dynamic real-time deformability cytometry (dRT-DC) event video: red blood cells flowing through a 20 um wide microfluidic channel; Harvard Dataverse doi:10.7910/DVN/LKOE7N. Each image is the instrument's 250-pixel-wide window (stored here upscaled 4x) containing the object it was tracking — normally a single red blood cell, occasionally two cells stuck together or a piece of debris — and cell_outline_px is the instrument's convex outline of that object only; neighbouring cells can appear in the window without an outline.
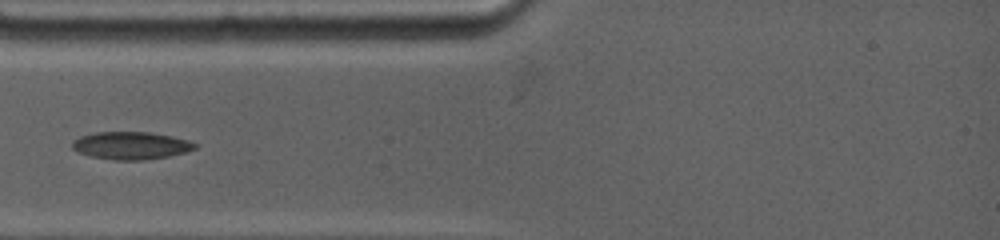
{"species": "common noctule bat (a hibernating species)", "species_latin": "Nyctalus noctula", "temperature_condition": "warm", "stored_images_in_passage": 12, "camera_frame_rate_fps": 4500, "um_per_image_px": 0.085, "animal": {"sex": "female", "body_mass_g": 19.0, "forearm_length_mm": 53.3}, "frame": {"image": 1, "passage_image": 1, "time_ms": 0.0, "image_size_px": [1000, 240], "cell_outline_px": [[196, 148], [184, 152], [168, 156], [144, 160], [116, 160], [92, 156], [76, 152], [72, 148], [72, 140], [80, 136], [96, 132], [148, 132], [172, 136], [188, 140], [196, 144]], "centroid_in_image_um": [11.09, 12.36], "position_along_channel_um": 73.9, "area_um2": 19.65}}
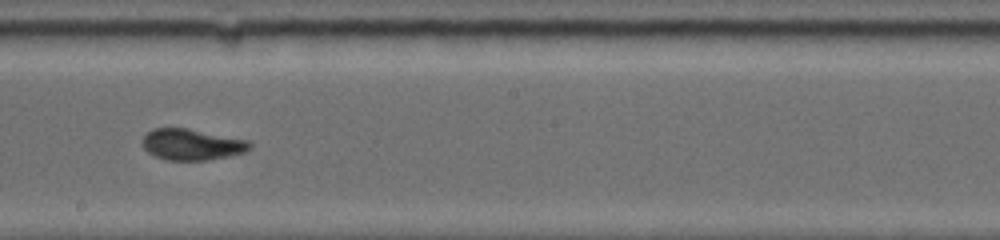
{"frame": {"image": 2, "passage_image": 5, "time_ms": 4.222, "image_size_px": [1000, 240], "cell_outline_px": [[252, 148], [244, 152], [228, 156], [208, 160], [164, 160], [148, 152], [144, 148], [140, 140], [152, 128], [188, 128], [248, 140], [252, 144]], "centroid_in_image_um": [16.29, 12.28], "position_along_channel_um": 231.9, "area_um2": 19.59}}
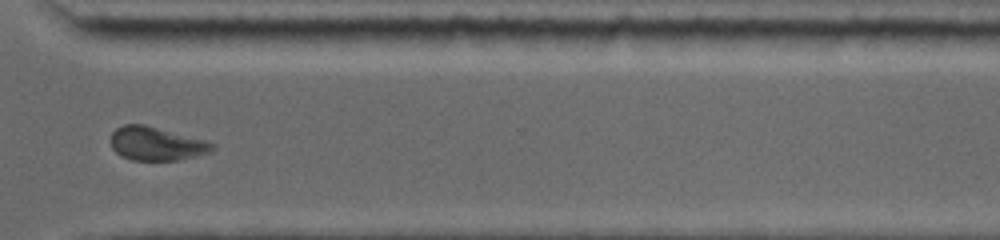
{"frame": {"image": 3, "passage_image": 8, "time_ms": 7.556, "image_size_px": [1000, 240], "cell_outline_px": [[216, 144], [208, 152], [180, 160], [132, 160], [120, 156], [112, 148], [112, 132], [116, 128], [124, 124], [144, 124], [208, 140]], "centroid_in_image_um": [13.29, 12.2], "position_along_channel_um": 357.3, "area_um2": 19.88}}